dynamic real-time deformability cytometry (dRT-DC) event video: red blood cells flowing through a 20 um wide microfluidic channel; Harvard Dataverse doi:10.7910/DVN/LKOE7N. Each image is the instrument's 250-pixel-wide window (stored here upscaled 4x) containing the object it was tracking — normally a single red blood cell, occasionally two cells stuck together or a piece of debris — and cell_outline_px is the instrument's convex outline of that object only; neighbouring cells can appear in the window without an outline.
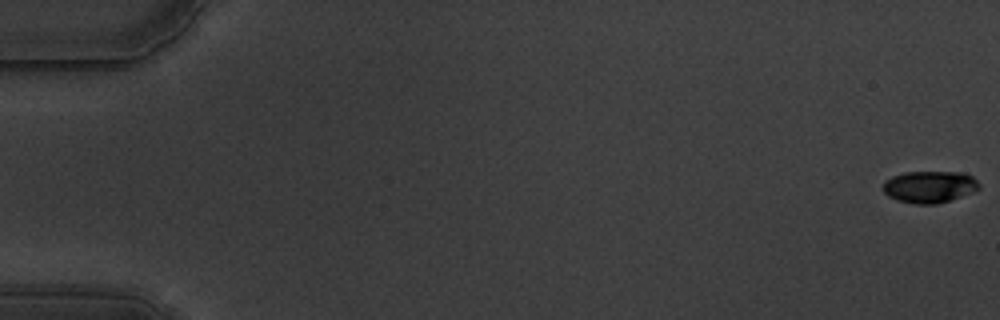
{"species": "common noctule bat (a hibernating species)", "species_latin": "Nyctalus noctula", "temperature_condition": "warm", "stored_images_in_passage": 59, "camera_frame_rate_fps": 3000, "um_per_image_px": 0.085, "animal": {"sex": "male", "body_mass_g": 19.5, "forearm_length_mm": 54.6}, "frame": {"image": 1, "passage_image": 1, "time_ms": 0.0, "image_size_px": [1000, 320], "cell_outline_px": [[980, 188], [972, 192], [936, 204], [916, 204], [896, 200], [888, 196], [884, 192], [884, 180], [892, 176], [904, 172], [964, 172], [972, 176], [980, 184]], "centroid_in_image_um": [79.0, 15.87], "position_along_channel_um": 6.0, "area_um2": 17.8}}
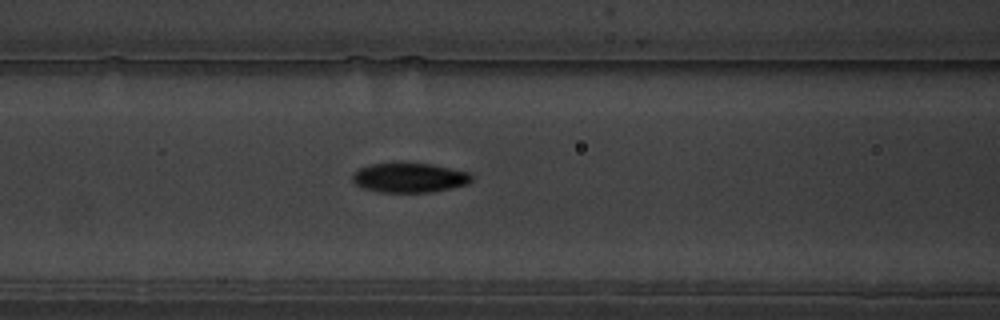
{"frame": {"image": 2, "passage_image": 26, "time_ms": 8.333, "image_size_px": [1000, 320], "cell_outline_px": [[472, 180], [468, 184], [452, 188], [432, 192], [380, 192], [364, 188], [356, 184], [352, 180], [352, 176], [360, 168], [372, 164], [432, 164], [468, 172], [472, 176]], "centroid_in_image_um": [34.84, 15.12], "position_along_channel_um": 131.8, "area_um2": 20.17}}
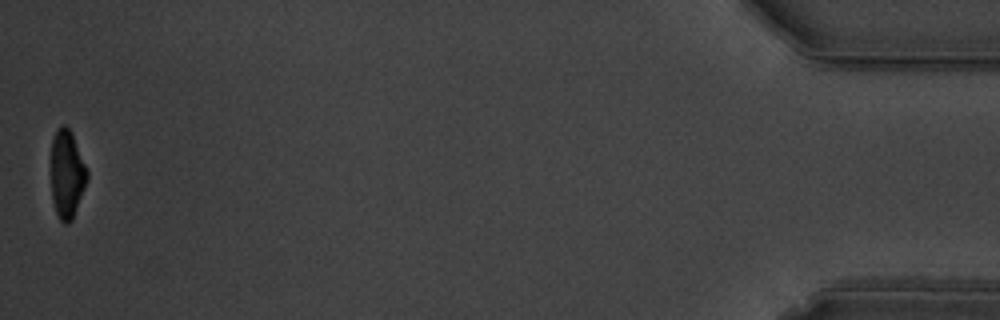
{"frame": {"image": 3, "passage_image": 59, "time_ms": 19.333, "image_size_px": [1000, 320], "cell_outline_px": [[88, 180], [72, 220], [68, 224], [64, 224], [60, 220], [56, 212], [52, 200], [52, 136], [56, 128], [60, 124], [64, 124], [72, 132], [88, 172]], "centroid_in_image_um": [5.69, 14.78], "position_along_channel_um": 429.5, "area_um2": 18.61}, "authors_computed_cell_mechanics": {"area_um2": 20.1722, "velocity_mm_per_s": 3.521, "shape_relaxation_time_tau1_ms": 3.4552, "shape_relaxation_time_tau2_ms": 1.8778, "deformation_change_tau1": 0.158, "deformation_change_tau2": 0.0674}}